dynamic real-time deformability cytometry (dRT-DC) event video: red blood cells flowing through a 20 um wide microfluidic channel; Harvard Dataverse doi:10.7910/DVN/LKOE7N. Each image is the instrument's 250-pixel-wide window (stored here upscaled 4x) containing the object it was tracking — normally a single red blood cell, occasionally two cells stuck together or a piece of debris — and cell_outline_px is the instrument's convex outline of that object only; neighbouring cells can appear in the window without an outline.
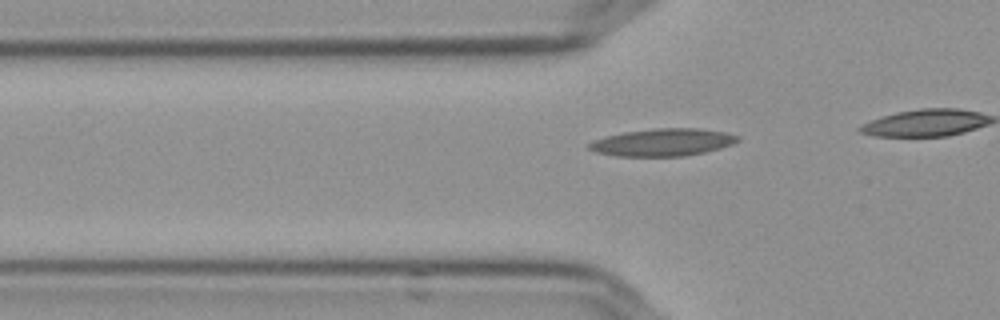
{"species": "Egyptian fruit bat (a non-hibernating species)", "species_latin": "Rousettus aegyptiacus", "temperature_condition": "cold", "stored_images_in_passage": 8, "camera_frame_rate_fps": 3000, "um_per_image_px": 0.085, "frame": {"image": 1, "passage_image": 2, "time_ms": 0.333, "image_size_px": [1000, 320], "cell_outline_px": [[740, 140], [732, 144], [720, 148], [704, 152], [684, 156], [616, 156], [596, 152], [588, 148], [588, 144], [592, 140], [604, 136], [624, 132], [656, 128], [700, 128], [728, 132], [740, 136]], "centroid_in_image_um": [56.35, 12.09], "position_along_channel_um": 69.5, "area_um2": 23.93}}
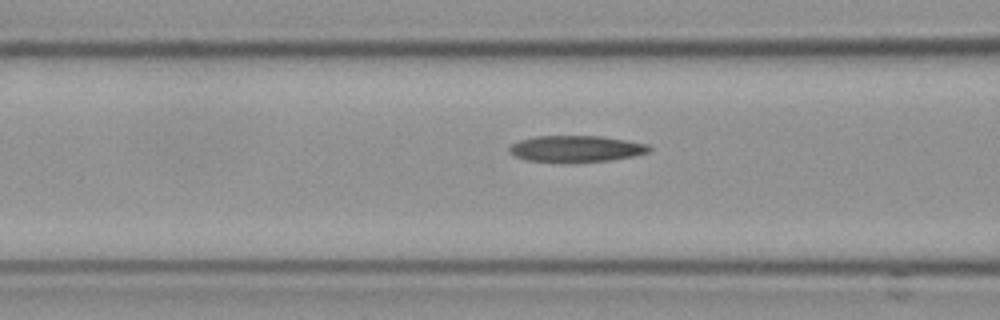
{"frame": {"image": 2, "passage_image": 6, "time_ms": 1.667, "image_size_px": [1000, 320], "cell_outline_px": [[652, 148], [648, 152], [632, 156], [608, 160], [528, 160], [516, 156], [508, 152], [508, 148], [512, 144], [520, 140], [536, 136], [604, 136], [648, 144]], "centroid_in_image_um": [48.99, 12.6], "position_along_channel_um": 117.6, "area_um2": 20.69}}